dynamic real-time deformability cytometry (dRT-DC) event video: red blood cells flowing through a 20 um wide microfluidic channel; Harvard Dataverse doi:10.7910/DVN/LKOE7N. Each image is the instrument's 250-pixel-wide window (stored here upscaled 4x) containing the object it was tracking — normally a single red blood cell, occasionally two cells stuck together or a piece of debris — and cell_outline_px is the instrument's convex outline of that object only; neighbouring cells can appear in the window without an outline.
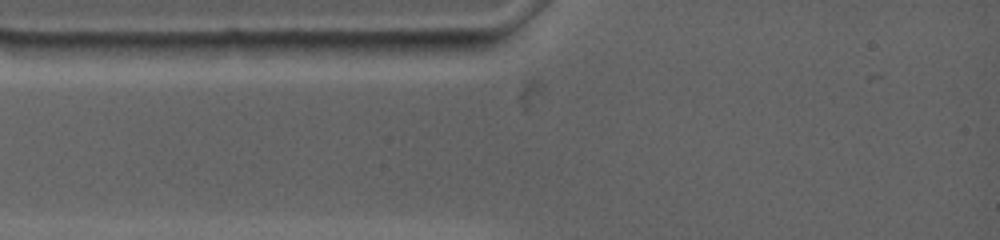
{"species": "common noctule bat (a hibernating species)", "species_latin": "Nyctalus noctula", "temperature_condition": "warm", "stored_images_in_passage": 1, "camera_frame_rate_fps": 4500, "um_per_image_px": 0.085, "animal": {"sex": "female", "body_mass_g": 19.0, "forearm_length_mm": 53.3}, "frame": {"image": 1, "passage_image": 1, "time_ms": 0.0, "image_size_px": [1000, 240], "cell_outline_px": [[196, 44], [180, 52], [156, 60], [64, 60], [36, 44]], "centroid_in_image_um": [9.71, 4.36], "position_along_channel_um": 75.3, "area_um2": 14.8}}